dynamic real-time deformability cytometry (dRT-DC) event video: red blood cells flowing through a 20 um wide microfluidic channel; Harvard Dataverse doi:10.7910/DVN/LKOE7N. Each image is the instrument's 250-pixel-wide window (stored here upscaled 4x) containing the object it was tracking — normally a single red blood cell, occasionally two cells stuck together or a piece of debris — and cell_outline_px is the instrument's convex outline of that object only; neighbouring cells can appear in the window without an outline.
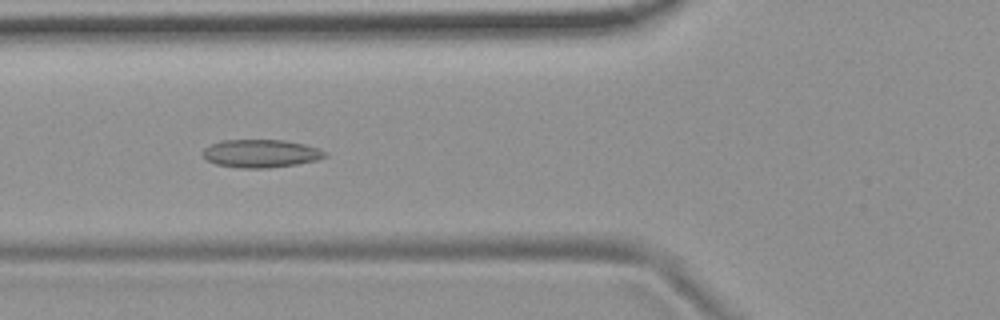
{"species": "common noctule bat (a hibernating species)", "species_latin": "Nyctalus noctula", "temperature_condition": "room temperature", "stored_images_in_passage": 55, "camera_frame_rate_fps": 3000, "um_per_image_px": 0.085, "animal": {"sex": "female", "body_mass_g": 19.9}, "frame": {"image": 1, "passage_image": 20, "time_ms": 6.333, "image_size_px": [1000, 320], "cell_outline_px": [[328, 152], [324, 156], [316, 160], [296, 164], [268, 168], [240, 168], [216, 164], [208, 160], [200, 152], [204, 148], [220, 140], [284, 140], [304, 144]], "centroid_in_image_um": [22.13, 13.04], "position_along_channel_um": 103.7, "area_um2": 19.83}}
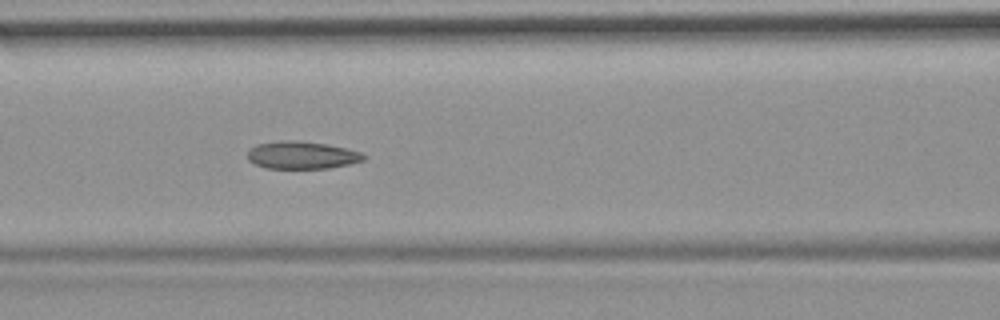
{"frame": {"image": 2, "passage_image": 23, "time_ms": 7.333, "image_size_px": [1000, 320], "cell_outline_px": [[368, 156], [364, 160], [348, 164], [328, 168], [264, 168], [248, 160], [248, 152], [256, 144], [284, 140], [296, 140], [328, 144], [360, 152]], "centroid_in_image_um": [25.66, 13.18], "position_along_channel_um": 140.9, "area_um2": 18.55}}
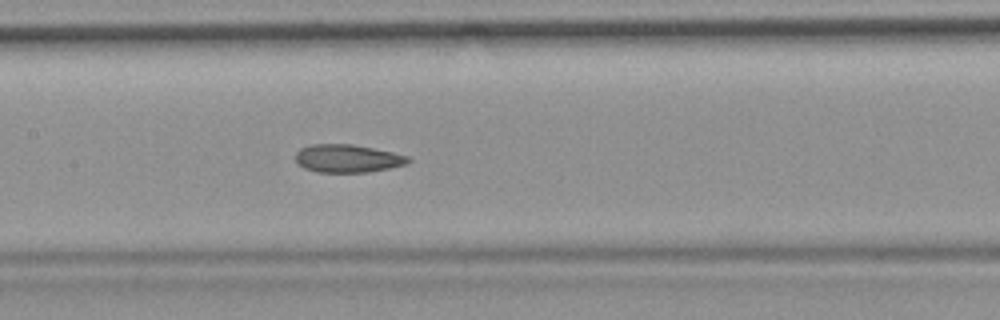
{"frame": {"image": 3, "passage_image": 26, "time_ms": 8.333, "image_size_px": [1000, 320], "cell_outline_px": [[412, 160], [408, 164], [368, 172], [316, 172], [304, 168], [296, 160], [296, 152], [300, 148], [312, 144], [352, 144], [392, 152], [408, 156]], "centroid_in_image_um": [29.55, 13.47], "position_along_channel_um": 177.9, "area_um2": 18.32}, "authors_computed_cell_mechanics": {"area_um2": 19.1318, "velocity_mm_per_s": 3.7123, "shape_relaxation_time_tau1_ms": null, "shape_relaxation_time_tau2_ms": 3.2607, "deformation_change_tau1": null, "deformation_change_tau2": 0.074}}